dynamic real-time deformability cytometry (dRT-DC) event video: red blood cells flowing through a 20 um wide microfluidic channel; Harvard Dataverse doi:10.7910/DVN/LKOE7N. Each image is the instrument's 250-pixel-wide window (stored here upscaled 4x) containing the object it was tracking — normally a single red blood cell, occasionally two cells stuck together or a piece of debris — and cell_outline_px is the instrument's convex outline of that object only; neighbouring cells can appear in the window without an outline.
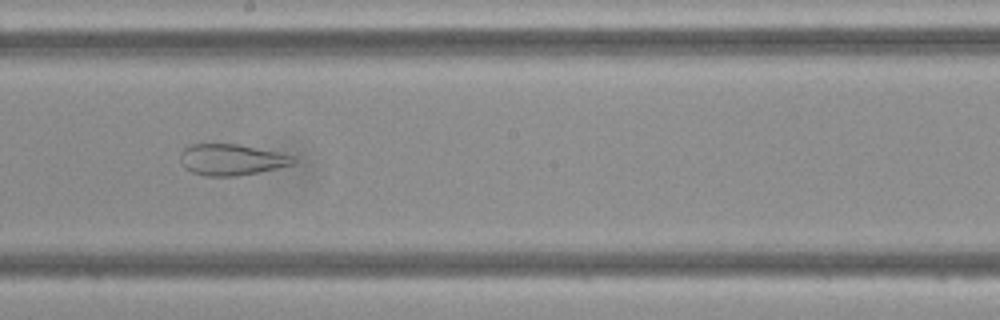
{"species": "Egyptian fruit bat (a non-hibernating species)", "species_latin": "Rousettus aegyptiacus", "temperature_condition": "cold", "stored_images_in_passage": 37, "camera_frame_rate_fps": 3000, "um_per_image_px": 0.085, "frame": {"image": 1, "passage_image": 15, "time_ms": 4.667, "image_size_px": [1000, 320], "cell_outline_px": [[296, 160], [292, 164], [276, 168], [236, 176], [204, 176], [192, 172], [184, 168], [180, 160], [180, 152], [184, 148], [192, 144], [240, 144], [276, 152], [292, 156]], "centroid_in_image_um": [19.61, 13.57], "position_along_channel_um": 228.6, "area_um2": 20.35}}
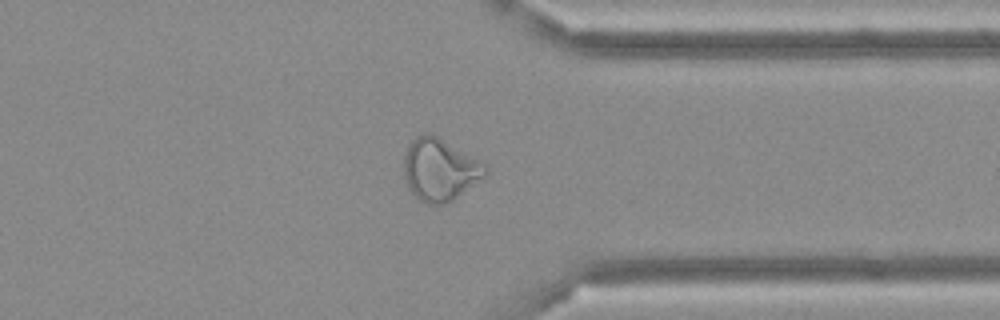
{"frame": {"image": 2, "passage_image": 26, "time_ms": 8.333, "image_size_px": [1000, 320], "cell_outline_px": [[488, 172], [484, 176], [452, 200], [444, 204], [428, 204], [420, 200], [408, 188], [404, 172], [404, 156], [408, 144], [416, 136], [424, 132], [428, 132], [436, 136], [484, 164], [488, 168]], "centroid_in_image_um": [37.33, 14.41], "position_along_channel_um": 374.1, "area_um2": 28.9}}
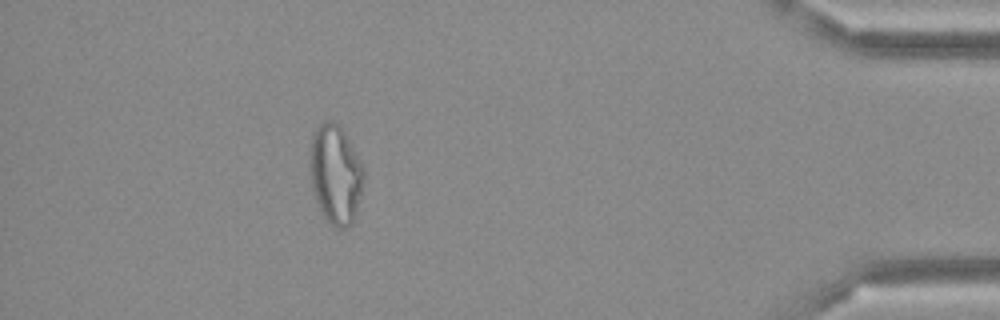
{"frame": {"image": 3, "passage_image": 32, "time_ms": 10.333, "image_size_px": [1000, 320], "cell_outline_px": [[364, 180], [356, 212], [352, 224], [348, 228], [336, 228], [324, 216], [316, 200], [312, 188], [308, 164], [308, 160], [312, 132], [324, 120], [332, 120], [340, 124], [360, 160], [364, 168]], "centroid_in_image_um": [28.5, 14.77], "position_along_channel_um": 406.7, "area_um2": 31.5}}